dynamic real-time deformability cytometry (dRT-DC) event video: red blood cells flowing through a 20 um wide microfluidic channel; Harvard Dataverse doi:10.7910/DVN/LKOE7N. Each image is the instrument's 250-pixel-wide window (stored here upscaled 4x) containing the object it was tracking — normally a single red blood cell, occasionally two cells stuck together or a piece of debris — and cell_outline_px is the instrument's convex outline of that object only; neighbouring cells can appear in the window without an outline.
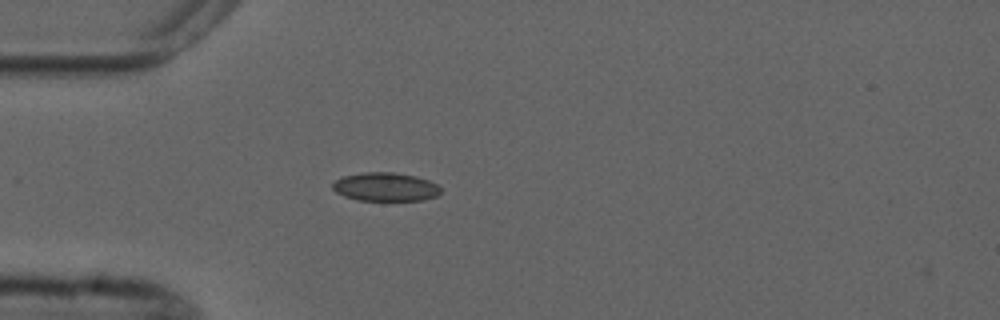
{"species": "common noctule bat (a hibernating species)", "species_latin": "Nyctalus noctula", "temperature_condition": "cold", "stored_images_in_passage": 1, "camera_frame_rate_fps": 3000, "um_per_image_px": 0.085, "animal": {"sex": "male", "forearm_length_mm": 52.5}, "frame": {"image": 1, "passage_image": 1, "time_ms": 0.0, "image_size_px": [1000, 320], "cell_outline_px": [[440, 192], [436, 196], [424, 200], [360, 200], [344, 196], [336, 192], [332, 188], [332, 184], [336, 180], [344, 176], [364, 172], [392, 172], [416, 176], [428, 180], [436, 184], [440, 188]], "centroid_in_image_um": [32.76, 15.88], "position_along_channel_um": 52.2, "area_um2": 17.86}}